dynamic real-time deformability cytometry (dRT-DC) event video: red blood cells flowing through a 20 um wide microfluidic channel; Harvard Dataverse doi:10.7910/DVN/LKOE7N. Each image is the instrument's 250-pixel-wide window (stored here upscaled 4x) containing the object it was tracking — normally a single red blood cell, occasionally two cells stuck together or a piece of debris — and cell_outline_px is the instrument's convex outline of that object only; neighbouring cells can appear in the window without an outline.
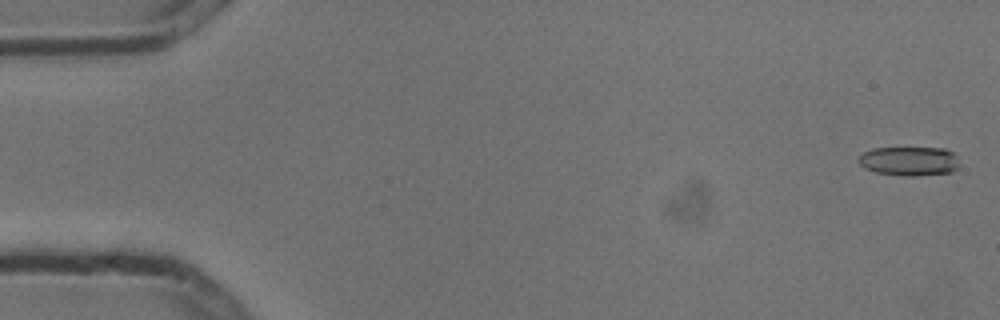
{"species": "common noctule bat (a hibernating species)", "species_latin": "Nyctalus noctula", "temperature_condition": "cold", "stored_images_in_passage": 7, "camera_frame_rate_fps": 3000, "um_per_image_px": 0.085, "animal": {"sex": "male", "body_mass_g": 13.3}, "frame": {"image": 1, "passage_image": 1, "time_ms": 0.0, "image_size_px": [1000, 320], "cell_outline_px": [[960, 168], [952, 172], [912, 176], [904, 176], [876, 172], [864, 168], [860, 164], [860, 156], [864, 152], [872, 148], [944, 148], [952, 152], [956, 156], [960, 164]], "centroid_in_image_um": [77.33, 13.7], "position_along_channel_um": 7.7, "area_um2": 17.17}}
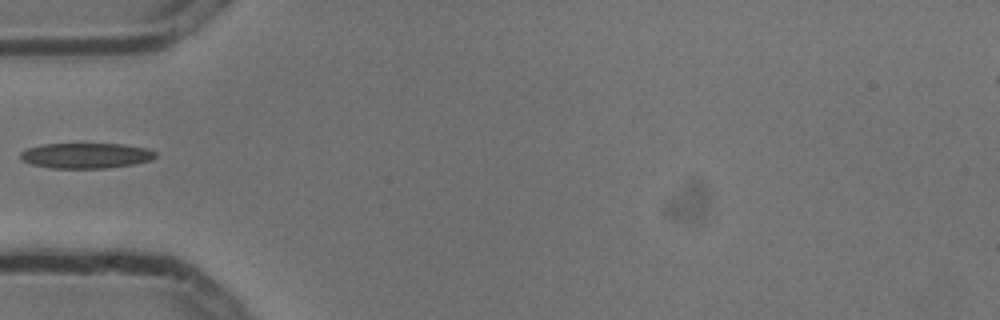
{"frame": {"image": 2, "passage_image": 5, "time_ms": 1.333, "image_size_px": [1000, 320], "cell_outline_px": [[156, 156], [152, 160], [132, 164], [108, 168], [52, 168], [32, 164], [20, 160], [20, 152], [28, 148], [44, 144], [124, 144], [148, 148], [156, 152]], "centroid_in_image_um": [7.32, 13.22], "position_along_channel_um": 77.7, "area_um2": 20.0}}
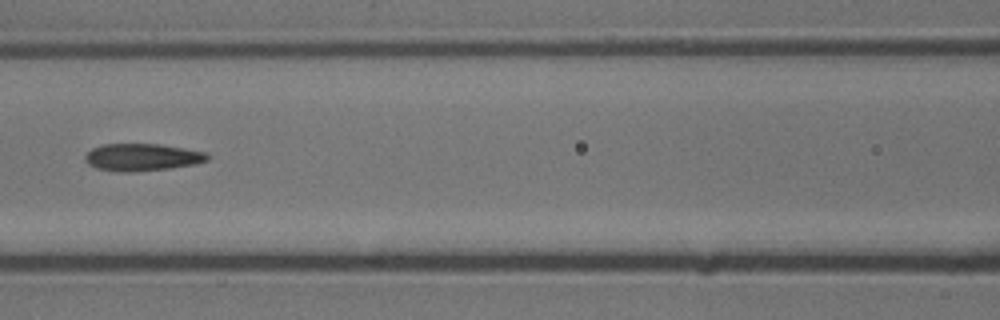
{"frame": {"image": 3, "passage_image": 7, "time_ms": 2.0, "image_size_px": [1000, 320], "cell_outline_px": [[208, 160], [196, 164], [168, 168], [132, 172], [116, 172], [96, 168], [88, 164], [84, 160], [84, 156], [92, 148], [104, 144], [160, 144], [208, 152]], "centroid_in_image_um": [12.07, 13.36], "position_along_channel_um": 154.5, "area_um2": 19.54}}